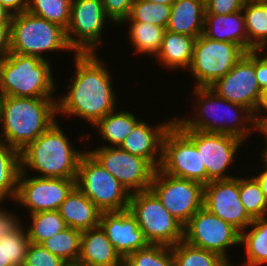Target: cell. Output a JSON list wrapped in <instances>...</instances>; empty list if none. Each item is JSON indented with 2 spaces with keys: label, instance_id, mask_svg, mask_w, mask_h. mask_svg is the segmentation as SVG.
<instances>
[{
  "label": "cell",
  "instance_id": "cell-31",
  "mask_svg": "<svg viewBox=\"0 0 267 266\" xmlns=\"http://www.w3.org/2000/svg\"><path fill=\"white\" fill-rule=\"evenodd\" d=\"M81 231L67 227L63 231L46 239L41 244L50 253L67 263H76L80 255Z\"/></svg>",
  "mask_w": 267,
  "mask_h": 266
},
{
  "label": "cell",
  "instance_id": "cell-20",
  "mask_svg": "<svg viewBox=\"0 0 267 266\" xmlns=\"http://www.w3.org/2000/svg\"><path fill=\"white\" fill-rule=\"evenodd\" d=\"M174 119L175 117H172L169 121L154 127L140 120L119 147L132 155L147 159L158 169L162 160L163 137L174 123Z\"/></svg>",
  "mask_w": 267,
  "mask_h": 266
},
{
  "label": "cell",
  "instance_id": "cell-50",
  "mask_svg": "<svg viewBox=\"0 0 267 266\" xmlns=\"http://www.w3.org/2000/svg\"><path fill=\"white\" fill-rule=\"evenodd\" d=\"M266 143L264 146L265 148L261 151L260 155H261V160H262V163H264V167L265 169H267V141L265 140Z\"/></svg>",
  "mask_w": 267,
  "mask_h": 266
},
{
  "label": "cell",
  "instance_id": "cell-14",
  "mask_svg": "<svg viewBox=\"0 0 267 266\" xmlns=\"http://www.w3.org/2000/svg\"><path fill=\"white\" fill-rule=\"evenodd\" d=\"M107 19L111 21L105 13L102 0L71 1L70 22L66 29V37L74 54L96 53L103 43L102 31Z\"/></svg>",
  "mask_w": 267,
  "mask_h": 266
},
{
  "label": "cell",
  "instance_id": "cell-42",
  "mask_svg": "<svg viewBox=\"0 0 267 266\" xmlns=\"http://www.w3.org/2000/svg\"><path fill=\"white\" fill-rule=\"evenodd\" d=\"M5 202L0 200V205ZM16 215H13L9 210L0 208V239L5 238L7 234L15 231L22 223Z\"/></svg>",
  "mask_w": 267,
  "mask_h": 266
},
{
  "label": "cell",
  "instance_id": "cell-44",
  "mask_svg": "<svg viewBox=\"0 0 267 266\" xmlns=\"http://www.w3.org/2000/svg\"><path fill=\"white\" fill-rule=\"evenodd\" d=\"M10 53V24H0V61Z\"/></svg>",
  "mask_w": 267,
  "mask_h": 266
},
{
  "label": "cell",
  "instance_id": "cell-53",
  "mask_svg": "<svg viewBox=\"0 0 267 266\" xmlns=\"http://www.w3.org/2000/svg\"><path fill=\"white\" fill-rule=\"evenodd\" d=\"M65 266H86V265H82L80 263H67Z\"/></svg>",
  "mask_w": 267,
  "mask_h": 266
},
{
  "label": "cell",
  "instance_id": "cell-17",
  "mask_svg": "<svg viewBox=\"0 0 267 266\" xmlns=\"http://www.w3.org/2000/svg\"><path fill=\"white\" fill-rule=\"evenodd\" d=\"M209 88L223 99L248 108L256 118L262 90L255 74V50L247 52L225 76Z\"/></svg>",
  "mask_w": 267,
  "mask_h": 266
},
{
  "label": "cell",
  "instance_id": "cell-45",
  "mask_svg": "<svg viewBox=\"0 0 267 266\" xmlns=\"http://www.w3.org/2000/svg\"><path fill=\"white\" fill-rule=\"evenodd\" d=\"M0 4L12 15L27 11V0H0Z\"/></svg>",
  "mask_w": 267,
  "mask_h": 266
},
{
  "label": "cell",
  "instance_id": "cell-2",
  "mask_svg": "<svg viewBox=\"0 0 267 266\" xmlns=\"http://www.w3.org/2000/svg\"><path fill=\"white\" fill-rule=\"evenodd\" d=\"M55 97L0 96V141L22 151L56 122Z\"/></svg>",
  "mask_w": 267,
  "mask_h": 266
},
{
  "label": "cell",
  "instance_id": "cell-51",
  "mask_svg": "<svg viewBox=\"0 0 267 266\" xmlns=\"http://www.w3.org/2000/svg\"><path fill=\"white\" fill-rule=\"evenodd\" d=\"M146 1L153 2V3L165 4V5H172V3L175 0H146Z\"/></svg>",
  "mask_w": 267,
  "mask_h": 266
},
{
  "label": "cell",
  "instance_id": "cell-30",
  "mask_svg": "<svg viewBox=\"0 0 267 266\" xmlns=\"http://www.w3.org/2000/svg\"><path fill=\"white\" fill-rule=\"evenodd\" d=\"M20 173V152L0 141V200L14 201Z\"/></svg>",
  "mask_w": 267,
  "mask_h": 266
},
{
  "label": "cell",
  "instance_id": "cell-28",
  "mask_svg": "<svg viewBox=\"0 0 267 266\" xmlns=\"http://www.w3.org/2000/svg\"><path fill=\"white\" fill-rule=\"evenodd\" d=\"M248 228L251 230L247 232ZM240 244L245 246L247 254L244 263L251 266L267 264V216L253 219L247 229L241 232Z\"/></svg>",
  "mask_w": 267,
  "mask_h": 266
},
{
  "label": "cell",
  "instance_id": "cell-13",
  "mask_svg": "<svg viewBox=\"0 0 267 266\" xmlns=\"http://www.w3.org/2000/svg\"><path fill=\"white\" fill-rule=\"evenodd\" d=\"M87 152L130 193L148 190L156 168L141 158L118 147L100 146Z\"/></svg>",
  "mask_w": 267,
  "mask_h": 266
},
{
  "label": "cell",
  "instance_id": "cell-21",
  "mask_svg": "<svg viewBox=\"0 0 267 266\" xmlns=\"http://www.w3.org/2000/svg\"><path fill=\"white\" fill-rule=\"evenodd\" d=\"M58 212L67 227L81 232L98 227L102 213L76 186L60 205Z\"/></svg>",
  "mask_w": 267,
  "mask_h": 266
},
{
  "label": "cell",
  "instance_id": "cell-33",
  "mask_svg": "<svg viewBox=\"0 0 267 266\" xmlns=\"http://www.w3.org/2000/svg\"><path fill=\"white\" fill-rule=\"evenodd\" d=\"M32 223L26 229L30 242L41 244L46 239L67 228L58 210L29 214Z\"/></svg>",
  "mask_w": 267,
  "mask_h": 266
},
{
  "label": "cell",
  "instance_id": "cell-6",
  "mask_svg": "<svg viewBox=\"0 0 267 266\" xmlns=\"http://www.w3.org/2000/svg\"><path fill=\"white\" fill-rule=\"evenodd\" d=\"M66 49L73 51L61 26L28 11L11 16L10 52L47 60L43 53Z\"/></svg>",
  "mask_w": 267,
  "mask_h": 266
},
{
  "label": "cell",
  "instance_id": "cell-11",
  "mask_svg": "<svg viewBox=\"0 0 267 266\" xmlns=\"http://www.w3.org/2000/svg\"><path fill=\"white\" fill-rule=\"evenodd\" d=\"M174 124L194 143L201 154L202 165L206 168L207 184L234 177L226 171L245 141L229 134L186 129L176 117Z\"/></svg>",
  "mask_w": 267,
  "mask_h": 266
},
{
  "label": "cell",
  "instance_id": "cell-32",
  "mask_svg": "<svg viewBox=\"0 0 267 266\" xmlns=\"http://www.w3.org/2000/svg\"><path fill=\"white\" fill-rule=\"evenodd\" d=\"M22 226L0 239V266H24L30 240Z\"/></svg>",
  "mask_w": 267,
  "mask_h": 266
},
{
  "label": "cell",
  "instance_id": "cell-38",
  "mask_svg": "<svg viewBox=\"0 0 267 266\" xmlns=\"http://www.w3.org/2000/svg\"><path fill=\"white\" fill-rule=\"evenodd\" d=\"M124 261L128 266H175L171 247L160 244H148L129 254Z\"/></svg>",
  "mask_w": 267,
  "mask_h": 266
},
{
  "label": "cell",
  "instance_id": "cell-48",
  "mask_svg": "<svg viewBox=\"0 0 267 266\" xmlns=\"http://www.w3.org/2000/svg\"><path fill=\"white\" fill-rule=\"evenodd\" d=\"M12 14L0 4V24H10Z\"/></svg>",
  "mask_w": 267,
  "mask_h": 266
},
{
  "label": "cell",
  "instance_id": "cell-22",
  "mask_svg": "<svg viewBox=\"0 0 267 266\" xmlns=\"http://www.w3.org/2000/svg\"><path fill=\"white\" fill-rule=\"evenodd\" d=\"M122 260L100 226L82 231L77 263L86 266H115Z\"/></svg>",
  "mask_w": 267,
  "mask_h": 266
},
{
  "label": "cell",
  "instance_id": "cell-36",
  "mask_svg": "<svg viewBox=\"0 0 267 266\" xmlns=\"http://www.w3.org/2000/svg\"><path fill=\"white\" fill-rule=\"evenodd\" d=\"M239 196L247 214L252 219L267 216V201L256 178L239 177Z\"/></svg>",
  "mask_w": 267,
  "mask_h": 266
},
{
  "label": "cell",
  "instance_id": "cell-8",
  "mask_svg": "<svg viewBox=\"0 0 267 266\" xmlns=\"http://www.w3.org/2000/svg\"><path fill=\"white\" fill-rule=\"evenodd\" d=\"M75 186L102 212L129 208L131 194L87 150L80 159Z\"/></svg>",
  "mask_w": 267,
  "mask_h": 266
},
{
  "label": "cell",
  "instance_id": "cell-9",
  "mask_svg": "<svg viewBox=\"0 0 267 266\" xmlns=\"http://www.w3.org/2000/svg\"><path fill=\"white\" fill-rule=\"evenodd\" d=\"M247 52L231 42L216 41L201 34L195 39L189 67L195 87H210L225 76Z\"/></svg>",
  "mask_w": 267,
  "mask_h": 266
},
{
  "label": "cell",
  "instance_id": "cell-5",
  "mask_svg": "<svg viewBox=\"0 0 267 266\" xmlns=\"http://www.w3.org/2000/svg\"><path fill=\"white\" fill-rule=\"evenodd\" d=\"M52 69L48 60L10 52L0 61V96L53 97Z\"/></svg>",
  "mask_w": 267,
  "mask_h": 266
},
{
  "label": "cell",
  "instance_id": "cell-25",
  "mask_svg": "<svg viewBox=\"0 0 267 266\" xmlns=\"http://www.w3.org/2000/svg\"><path fill=\"white\" fill-rule=\"evenodd\" d=\"M196 37L173 33L165 30L157 61L164 68L189 69L193 58V47Z\"/></svg>",
  "mask_w": 267,
  "mask_h": 266
},
{
  "label": "cell",
  "instance_id": "cell-49",
  "mask_svg": "<svg viewBox=\"0 0 267 266\" xmlns=\"http://www.w3.org/2000/svg\"><path fill=\"white\" fill-rule=\"evenodd\" d=\"M261 132V134H264V138L267 141V118H264L259 124H258V131Z\"/></svg>",
  "mask_w": 267,
  "mask_h": 266
},
{
  "label": "cell",
  "instance_id": "cell-23",
  "mask_svg": "<svg viewBox=\"0 0 267 266\" xmlns=\"http://www.w3.org/2000/svg\"><path fill=\"white\" fill-rule=\"evenodd\" d=\"M203 35L212 40L235 43L248 52V38L242 10L227 15L205 13Z\"/></svg>",
  "mask_w": 267,
  "mask_h": 266
},
{
  "label": "cell",
  "instance_id": "cell-52",
  "mask_svg": "<svg viewBox=\"0 0 267 266\" xmlns=\"http://www.w3.org/2000/svg\"><path fill=\"white\" fill-rule=\"evenodd\" d=\"M230 261H231V260H229V258L226 259V260H224L223 263L221 264V266H234V264H232V262L230 263ZM238 266H251V265H249V264L243 262V263H241V264L238 265Z\"/></svg>",
  "mask_w": 267,
  "mask_h": 266
},
{
  "label": "cell",
  "instance_id": "cell-19",
  "mask_svg": "<svg viewBox=\"0 0 267 266\" xmlns=\"http://www.w3.org/2000/svg\"><path fill=\"white\" fill-rule=\"evenodd\" d=\"M99 226L123 260L132 252L149 244L136 218L128 209L102 212Z\"/></svg>",
  "mask_w": 267,
  "mask_h": 266
},
{
  "label": "cell",
  "instance_id": "cell-35",
  "mask_svg": "<svg viewBox=\"0 0 267 266\" xmlns=\"http://www.w3.org/2000/svg\"><path fill=\"white\" fill-rule=\"evenodd\" d=\"M72 0H27V11L65 30L70 22Z\"/></svg>",
  "mask_w": 267,
  "mask_h": 266
},
{
  "label": "cell",
  "instance_id": "cell-4",
  "mask_svg": "<svg viewBox=\"0 0 267 266\" xmlns=\"http://www.w3.org/2000/svg\"><path fill=\"white\" fill-rule=\"evenodd\" d=\"M58 121L20 151V172L34 170L37 177L76 179L78 165L86 152L72 148ZM36 171V172H35Z\"/></svg>",
  "mask_w": 267,
  "mask_h": 266
},
{
  "label": "cell",
  "instance_id": "cell-26",
  "mask_svg": "<svg viewBox=\"0 0 267 266\" xmlns=\"http://www.w3.org/2000/svg\"><path fill=\"white\" fill-rule=\"evenodd\" d=\"M248 52L267 49V0H246L243 6Z\"/></svg>",
  "mask_w": 267,
  "mask_h": 266
},
{
  "label": "cell",
  "instance_id": "cell-10",
  "mask_svg": "<svg viewBox=\"0 0 267 266\" xmlns=\"http://www.w3.org/2000/svg\"><path fill=\"white\" fill-rule=\"evenodd\" d=\"M165 209L185 225L203 207L204 185L156 169L149 188Z\"/></svg>",
  "mask_w": 267,
  "mask_h": 266
},
{
  "label": "cell",
  "instance_id": "cell-37",
  "mask_svg": "<svg viewBox=\"0 0 267 266\" xmlns=\"http://www.w3.org/2000/svg\"><path fill=\"white\" fill-rule=\"evenodd\" d=\"M171 14V5L135 0L129 17L124 21L146 22L166 29Z\"/></svg>",
  "mask_w": 267,
  "mask_h": 266
},
{
  "label": "cell",
  "instance_id": "cell-41",
  "mask_svg": "<svg viewBox=\"0 0 267 266\" xmlns=\"http://www.w3.org/2000/svg\"><path fill=\"white\" fill-rule=\"evenodd\" d=\"M246 0H208L205 13L227 15L243 9Z\"/></svg>",
  "mask_w": 267,
  "mask_h": 266
},
{
  "label": "cell",
  "instance_id": "cell-7",
  "mask_svg": "<svg viewBox=\"0 0 267 266\" xmlns=\"http://www.w3.org/2000/svg\"><path fill=\"white\" fill-rule=\"evenodd\" d=\"M128 210L149 244L172 247L184 238V225L173 217L150 190L130 195Z\"/></svg>",
  "mask_w": 267,
  "mask_h": 266
},
{
  "label": "cell",
  "instance_id": "cell-1",
  "mask_svg": "<svg viewBox=\"0 0 267 266\" xmlns=\"http://www.w3.org/2000/svg\"><path fill=\"white\" fill-rule=\"evenodd\" d=\"M74 58L76 71L68 93L58 98L57 114L78 116L94 126L117 109L110 71L96 53H76Z\"/></svg>",
  "mask_w": 267,
  "mask_h": 266
},
{
  "label": "cell",
  "instance_id": "cell-24",
  "mask_svg": "<svg viewBox=\"0 0 267 266\" xmlns=\"http://www.w3.org/2000/svg\"><path fill=\"white\" fill-rule=\"evenodd\" d=\"M205 11L201 0H175L166 30L197 38L203 34Z\"/></svg>",
  "mask_w": 267,
  "mask_h": 266
},
{
  "label": "cell",
  "instance_id": "cell-18",
  "mask_svg": "<svg viewBox=\"0 0 267 266\" xmlns=\"http://www.w3.org/2000/svg\"><path fill=\"white\" fill-rule=\"evenodd\" d=\"M203 207L240 232L253 222L240 201L238 176L205 184Z\"/></svg>",
  "mask_w": 267,
  "mask_h": 266
},
{
  "label": "cell",
  "instance_id": "cell-16",
  "mask_svg": "<svg viewBox=\"0 0 267 266\" xmlns=\"http://www.w3.org/2000/svg\"><path fill=\"white\" fill-rule=\"evenodd\" d=\"M27 175L19 173L14 202L25 206L30 214L58 210L75 187V179Z\"/></svg>",
  "mask_w": 267,
  "mask_h": 266
},
{
  "label": "cell",
  "instance_id": "cell-40",
  "mask_svg": "<svg viewBox=\"0 0 267 266\" xmlns=\"http://www.w3.org/2000/svg\"><path fill=\"white\" fill-rule=\"evenodd\" d=\"M135 0H102L103 8L111 22L122 24L129 17Z\"/></svg>",
  "mask_w": 267,
  "mask_h": 266
},
{
  "label": "cell",
  "instance_id": "cell-46",
  "mask_svg": "<svg viewBox=\"0 0 267 266\" xmlns=\"http://www.w3.org/2000/svg\"><path fill=\"white\" fill-rule=\"evenodd\" d=\"M265 114H263V113ZM267 87L262 90L261 98L256 110V121L259 124L264 118H267ZM263 114V115H262Z\"/></svg>",
  "mask_w": 267,
  "mask_h": 266
},
{
  "label": "cell",
  "instance_id": "cell-34",
  "mask_svg": "<svg viewBox=\"0 0 267 266\" xmlns=\"http://www.w3.org/2000/svg\"><path fill=\"white\" fill-rule=\"evenodd\" d=\"M171 249L175 266H221L225 260L217 253L192 246L184 240Z\"/></svg>",
  "mask_w": 267,
  "mask_h": 266
},
{
  "label": "cell",
  "instance_id": "cell-54",
  "mask_svg": "<svg viewBox=\"0 0 267 266\" xmlns=\"http://www.w3.org/2000/svg\"><path fill=\"white\" fill-rule=\"evenodd\" d=\"M115 266H128V264L124 260H122L118 265Z\"/></svg>",
  "mask_w": 267,
  "mask_h": 266
},
{
  "label": "cell",
  "instance_id": "cell-29",
  "mask_svg": "<svg viewBox=\"0 0 267 266\" xmlns=\"http://www.w3.org/2000/svg\"><path fill=\"white\" fill-rule=\"evenodd\" d=\"M130 23L128 36L136 53L156 57L160 50L165 28L146 22L123 21Z\"/></svg>",
  "mask_w": 267,
  "mask_h": 266
},
{
  "label": "cell",
  "instance_id": "cell-12",
  "mask_svg": "<svg viewBox=\"0 0 267 266\" xmlns=\"http://www.w3.org/2000/svg\"><path fill=\"white\" fill-rule=\"evenodd\" d=\"M159 169L173 177L207 184L205 165L194 143L173 123L162 141Z\"/></svg>",
  "mask_w": 267,
  "mask_h": 266
},
{
  "label": "cell",
  "instance_id": "cell-39",
  "mask_svg": "<svg viewBox=\"0 0 267 266\" xmlns=\"http://www.w3.org/2000/svg\"><path fill=\"white\" fill-rule=\"evenodd\" d=\"M66 264L67 262L50 253L42 244L30 242L24 266H65Z\"/></svg>",
  "mask_w": 267,
  "mask_h": 266
},
{
  "label": "cell",
  "instance_id": "cell-47",
  "mask_svg": "<svg viewBox=\"0 0 267 266\" xmlns=\"http://www.w3.org/2000/svg\"><path fill=\"white\" fill-rule=\"evenodd\" d=\"M264 171H261L259 174L255 175L254 177L256 180L260 183L262 192L264 194V197L267 201V169L263 168Z\"/></svg>",
  "mask_w": 267,
  "mask_h": 266
},
{
  "label": "cell",
  "instance_id": "cell-15",
  "mask_svg": "<svg viewBox=\"0 0 267 266\" xmlns=\"http://www.w3.org/2000/svg\"><path fill=\"white\" fill-rule=\"evenodd\" d=\"M241 232L206 208H200L184 225L183 240L227 259L229 247L240 246Z\"/></svg>",
  "mask_w": 267,
  "mask_h": 266
},
{
  "label": "cell",
  "instance_id": "cell-43",
  "mask_svg": "<svg viewBox=\"0 0 267 266\" xmlns=\"http://www.w3.org/2000/svg\"><path fill=\"white\" fill-rule=\"evenodd\" d=\"M267 51V50H266ZM262 50H255V74L261 90L267 87V52L261 56Z\"/></svg>",
  "mask_w": 267,
  "mask_h": 266
},
{
  "label": "cell",
  "instance_id": "cell-3",
  "mask_svg": "<svg viewBox=\"0 0 267 266\" xmlns=\"http://www.w3.org/2000/svg\"><path fill=\"white\" fill-rule=\"evenodd\" d=\"M192 94L198 98L193 105L194 119L176 118L186 129L229 134L243 141L258 131L255 115L248 108L223 99L209 87H195Z\"/></svg>",
  "mask_w": 267,
  "mask_h": 266
},
{
  "label": "cell",
  "instance_id": "cell-27",
  "mask_svg": "<svg viewBox=\"0 0 267 266\" xmlns=\"http://www.w3.org/2000/svg\"><path fill=\"white\" fill-rule=\"evenodd\" d=\"M139 121L130 111L115 110L100 119L94 127L98 129L102 140L110 143L109 147H118Z\"/></svg>",
  "mask_w": 267,
  "mask_h": 266
}]
</instances>
